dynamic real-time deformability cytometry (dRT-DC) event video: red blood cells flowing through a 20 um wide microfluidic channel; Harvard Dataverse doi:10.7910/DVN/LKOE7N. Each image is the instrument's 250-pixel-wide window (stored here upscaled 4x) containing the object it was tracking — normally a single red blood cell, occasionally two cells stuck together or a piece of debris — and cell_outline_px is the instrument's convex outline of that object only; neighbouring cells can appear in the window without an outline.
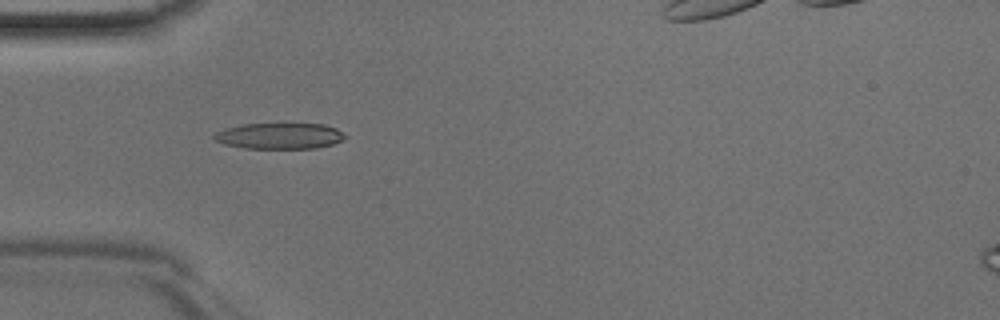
{"species": "Egyptian fruit bat (a non-hibernating species)", "species_latin": "Rousettus aegyptiacus", "temperature_condition": "room temperature", "stored_images_in_passage": 35, "camera_frame_rate_fps": 3000, "um_per_image_px": 0.085, "animal": {"sex": "male"}, "frame": {"image": 1, "passage_image": 6, "time_ms": 1.667, "image_size_px": [1000, 320], "cell_outline_px": [[348, 136], [344, 140], [332, 144], [316, 148], [244, 148], [224, 144], [212, 140], [212, 136], [216, 132], [224, 128], [244, 124], [324, 124], [336, 128]], "centroid_in_image_um": [23.75, 11.55], "position_along_channel_um": 61.3, "area_um2": 19.94}}
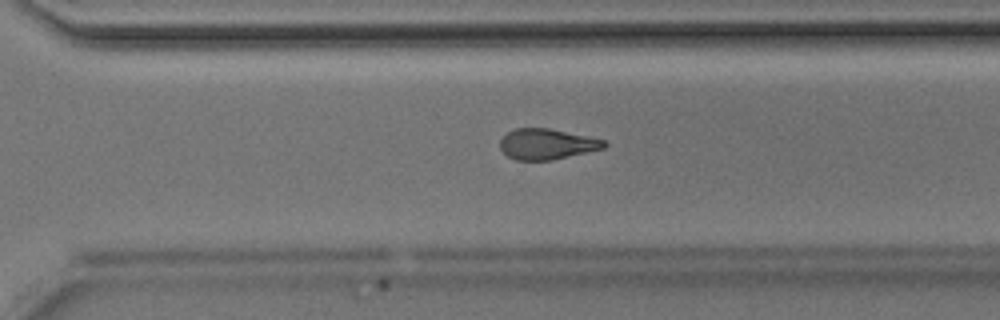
{"frame": {"image": 2, "passage_image": 24, "time_ms": 7.667, "image_size_px": [1000, 320], "cell_outline_px": [[608, 144], [604, 148], [552, 160], [516, 160], [508, 156], [500, 148], [500, 140], [508, 132], [516, 128], [548, 128], [604, 140]], "centroid_in_image_um": [46.46, 12.25], "position_along_channel_um": 324.1, "area_um2": 18.32}}
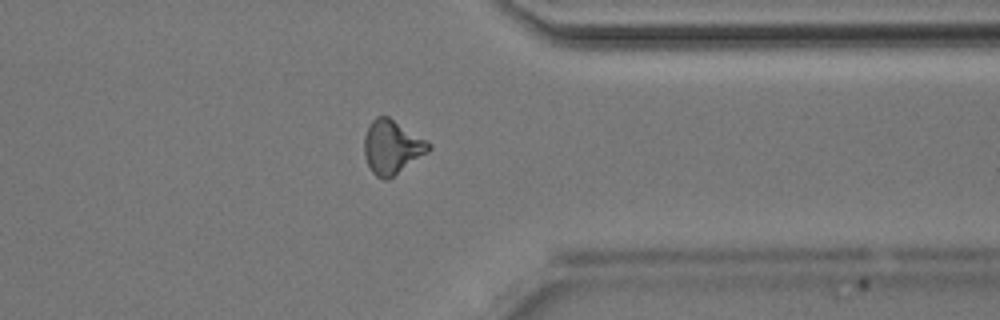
{"frame": {"image": 3, "passage_image": 28, "time_ms": 9.0, "image_size_px": [1000, 320], "cell_outline_px": [[432, 148], [428, 152], [388, 180], [384, 180], [376, 176], [372, 172], [364, 156], [364, 136], [368, 124], [376, 116], [388, 116], [432, 144]], "centroid_in_image_um": [33.3, 12.5], "position_along_channel_um": 378.1, "area_um2": 20.23}}